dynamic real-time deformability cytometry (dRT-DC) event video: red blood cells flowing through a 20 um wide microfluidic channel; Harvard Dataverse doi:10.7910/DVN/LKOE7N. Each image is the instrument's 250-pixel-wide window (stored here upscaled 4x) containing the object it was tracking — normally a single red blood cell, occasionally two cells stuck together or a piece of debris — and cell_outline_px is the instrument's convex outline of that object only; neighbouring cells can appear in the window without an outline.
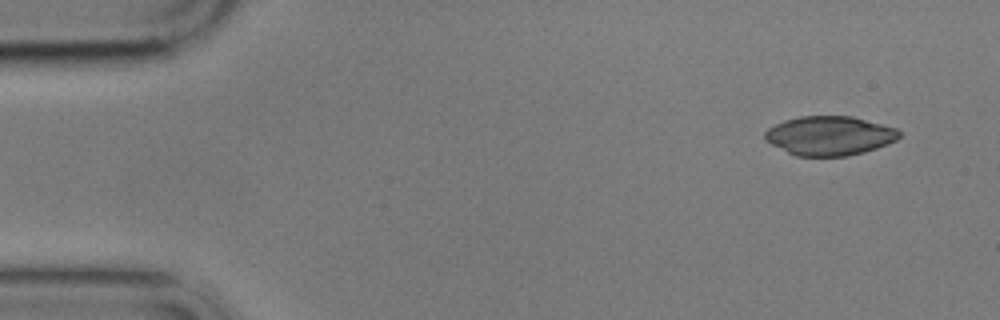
{"species": "common noctule bat (a hibernating species)", "species_latin": "Nyctalus noctula", "temperature_condition": "cold", "stored_images_in_passage": 5, "camera_frame_rate_fps": 3000, "um_per_image_px": 0.085, "animal": {"sex": "male", "body_mass_g": 17.9}, "frame": {"image": 1, "passage_image": 1, "time_ms": 0.0, "image_size_px": [1000, 320], "cell_outline_px": [[900, 136], [896, 140], [888, 144], [864, 152], [848, 156], [796, 156], [764, 140], [764, 132], [768, 128], [784, 120], [800, 116], [852, 116], [896, 128], [900, 132]], "centroid_in_image_um": [70.5, 11.53], "position_along_channel_um": 14.5, "area_um2": 30.63}}